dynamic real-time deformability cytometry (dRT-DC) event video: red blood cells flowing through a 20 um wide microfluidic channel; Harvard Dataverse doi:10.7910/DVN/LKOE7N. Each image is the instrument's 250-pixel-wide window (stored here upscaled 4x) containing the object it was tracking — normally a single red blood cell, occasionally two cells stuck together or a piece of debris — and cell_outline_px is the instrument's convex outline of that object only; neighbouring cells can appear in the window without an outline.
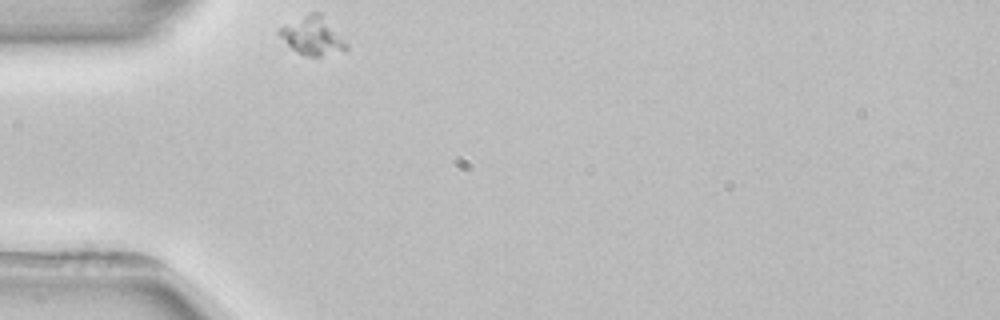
{"species": "common noctule bat (a hibernating species)", "species_latin": "Nyctalus noctula", "temperature_condition": "room temperature", "stored_images_in_passage": 1, "camera_frame_rate_fps": 3000, "um_per_image_px": 0.085, "animal": {"sex": "female", "body_mass_g": 22.7, "forearm_length_mm": 54.2}, "frame": {"image": 1, "passage_image": 1, "time_ms": 0.0, "image_size_px": [1000, 320], "cell_outline_px": [[348, 48], [320, 56], [308, 56], [296, 52], [276, 32], [280, 28], [312, 12], [320, 12], [348, 44]], "centroid_in_image_um": [26.57, 3.05], "position_along_channel_um": 58.4, "area_um2": 14.28}}